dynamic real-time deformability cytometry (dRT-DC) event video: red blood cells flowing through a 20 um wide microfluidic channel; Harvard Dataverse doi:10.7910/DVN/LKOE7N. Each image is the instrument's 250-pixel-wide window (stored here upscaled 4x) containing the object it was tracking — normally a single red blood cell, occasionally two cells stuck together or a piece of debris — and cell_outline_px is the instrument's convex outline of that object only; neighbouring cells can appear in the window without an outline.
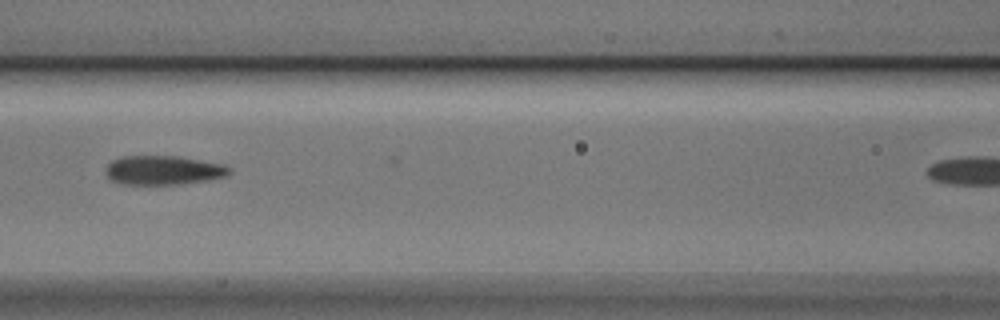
{"species": "Egyptian fruit bat (a non-hibernating species)", "species_latin": "Rousettus aegyptiacus", "temperature_condition": "cold", "stored_images_in_passage": 4, "camera_frame_rate_fps": 3000, "um_per_image_px": 0.085, "animal": {"sex": "male"}, "frame": {"image": 1, "passage_image": 3, "time_ms": 0.667, "image_size_px": [1000, 320], "cell_outline_px": [[232, 172], [224, 176], [208, 180], [176, 184], [124, 184], [112, 180], [108, 176], [108, 164], [112, 160], [120, 156], [176, 156], [224, 164], [232, 168]], "centroid_in_image_um": [13.92, 14.46], "position_along_channel_um": 152.7, "area_um2": 20.75}}